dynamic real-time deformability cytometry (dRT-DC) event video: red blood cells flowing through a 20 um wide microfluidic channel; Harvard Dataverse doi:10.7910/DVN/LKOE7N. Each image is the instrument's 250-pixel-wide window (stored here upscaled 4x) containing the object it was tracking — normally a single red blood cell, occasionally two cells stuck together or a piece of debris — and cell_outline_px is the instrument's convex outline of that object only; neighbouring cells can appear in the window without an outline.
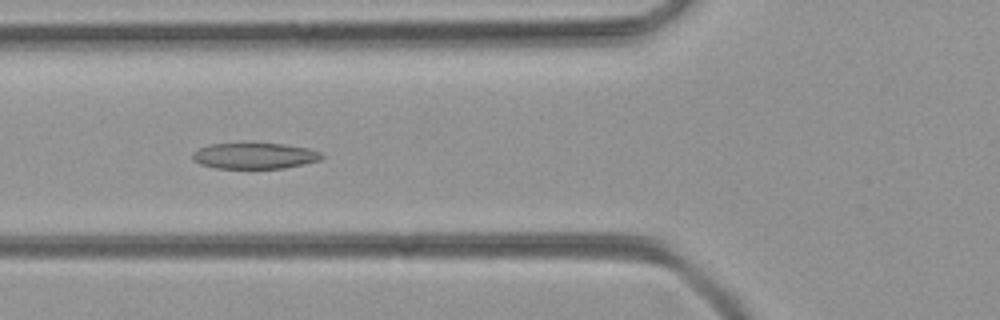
{"species": "common noctule bat (a hibernating species)", "species_latin": "Nyctalus noctula", "temperature_condition": "room temperature", "stored_images_in_passage": 39, "camera_frame_rate_fps": 3000, "um_per_image_px": 0.085, "animal": {"sex": "female", "body_mass_g": 21.9}, "frame": {"image": 1, "passage_image": 10, "time_ms": 3.0, "image_size_px": [1000, 320], "cell_outline_px": [[324, 156], [320, 160], [304, 164], [284, 168], [216, 168], [200, 164], [192, 160], [192, 152], [208, 144], [244, 140], [252, 140], [284, 144], [308, 148], [320, 152]], "centroid_in_image_um": [21.59, 13.18], "position_along_channel_um": 104.2, "area_um2": 20.63}}
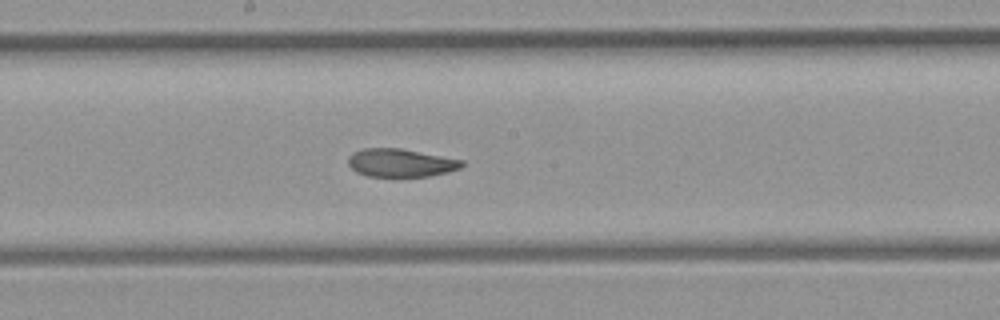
{"frame": {"image": 2, "passage_image": 18, "time_ms": 5.667, "image_size_px": [1000, 320], "cell_outline_px": [[464, 164], [460, 168], [448, 172], [428, 176], [368, 176], [356, 172], [348, 164], [348, 156], [352, 152], [364, 148], [400, 148], [464, 160]], "centroid_in_image_um": [34.05, 13.83], "position_along_channel_um": 214.2, "area_um2": 18.61}}
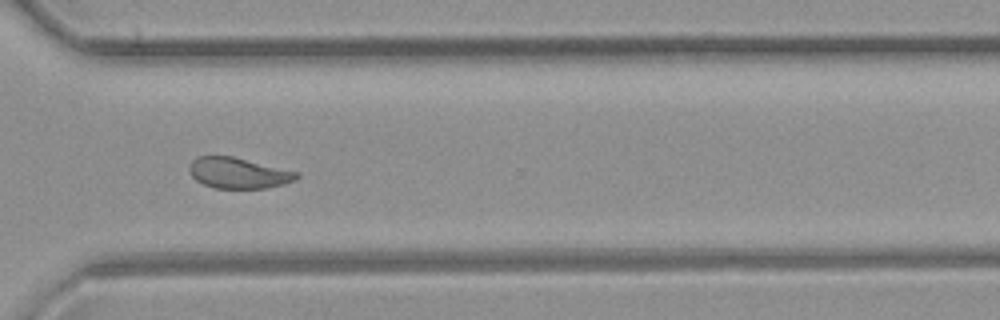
{"frame": {"image": 3, "passage_image": 28, "time_ms": 9.0, "image_size_px": [1000, 320], "cell_outline_px": [[300, 176], [296, 180], [284, 184], [264, 188], [216, 188], [204, 184], [196, 180], [192, 176], [188, 168], [192, 160], [200, 156], [232, 156], [300, 172]], "centroid_in_image_um": [20.29, 14.7], "position_along_channel_um": 350.3, "area_um2": 19.25}}